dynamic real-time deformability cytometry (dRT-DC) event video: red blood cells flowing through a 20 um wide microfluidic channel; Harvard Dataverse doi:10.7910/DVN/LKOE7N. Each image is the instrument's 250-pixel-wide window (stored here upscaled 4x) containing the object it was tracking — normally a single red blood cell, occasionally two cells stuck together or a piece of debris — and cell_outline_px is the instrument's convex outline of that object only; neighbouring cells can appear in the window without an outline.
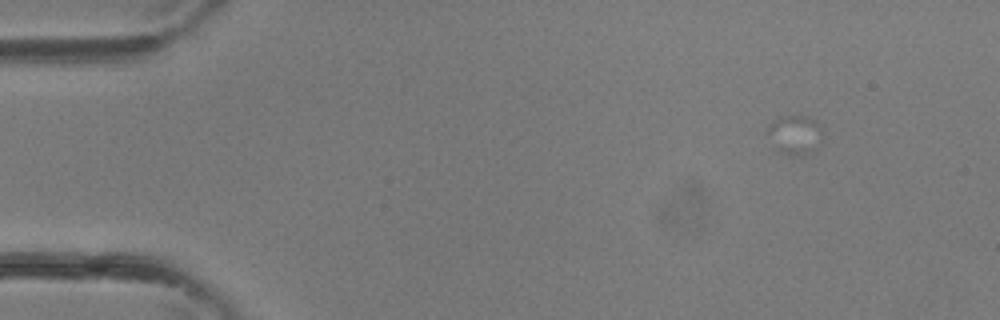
{"species": "common noctule bat (a hibernating species)", "species_latin": "Nyctalus noctula", "temperature_condition": "room temperature", "stored_images_in_passage": 4, "camera_frame_rate_fps": 3000, "um_per_image_px": 0.085, "animal": {"sex": "female"}, "frame": {"image": 1, "passage_image": 1, "time_ms": 0.0, "image_size_px": [1000, 320], "cell_outline_px": [[820, 140], [816, 148], [808, 156], [788, 156], [780, 152], [768, 132], [768, 124], [780, 116], [808, 116], [820, 128]], "centroid_in_image_um": [67.56, 11.48], "position_along_channel_um": 17.4, "area_um2": 12.25}}